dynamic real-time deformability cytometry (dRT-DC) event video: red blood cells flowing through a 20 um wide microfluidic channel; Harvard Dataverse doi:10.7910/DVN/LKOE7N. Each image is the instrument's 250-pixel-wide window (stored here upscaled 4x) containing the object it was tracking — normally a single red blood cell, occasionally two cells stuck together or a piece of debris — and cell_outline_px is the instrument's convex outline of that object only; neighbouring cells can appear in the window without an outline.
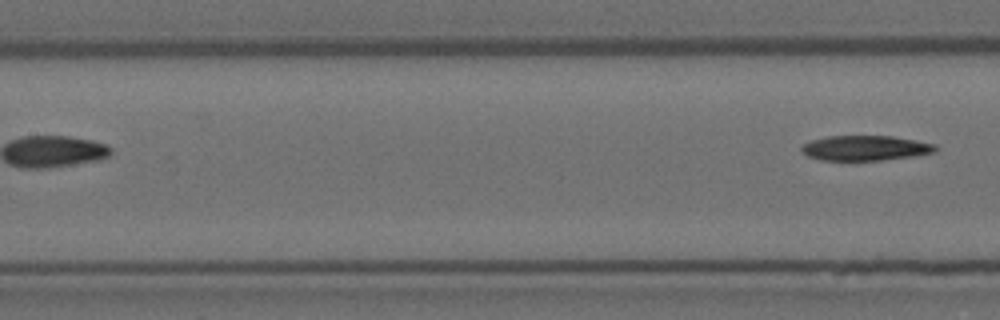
{"species": "Egyptian fruit bat (a non-hibernating species)", "species_latin": "Rousettus aegyptiacus", "temperature_condition": "room temperature", "stored_images_in_passage": 7, "segment_of_instrument_passage": [2, 2], "camera_frame_rate_fps": 3000, "um_per_image_px": 0.085, "animal": {"sex": "female"}, "frame": {"image": 1, "passage_image": 7, "time_ms": 2.0, "image_size_px": [1000, 320], "cell_outline_px": [[936, 152], [912, 156], [880, 160], [820, 160], [808, 156], [800, 148], [804, 144], [812, 140], [828, 136], [892, 136], [936, 144]], "centroid_in_image_um": [73.55, 12.58], "position_along_channel_um": 133.8, "area_um2": 19.31}}